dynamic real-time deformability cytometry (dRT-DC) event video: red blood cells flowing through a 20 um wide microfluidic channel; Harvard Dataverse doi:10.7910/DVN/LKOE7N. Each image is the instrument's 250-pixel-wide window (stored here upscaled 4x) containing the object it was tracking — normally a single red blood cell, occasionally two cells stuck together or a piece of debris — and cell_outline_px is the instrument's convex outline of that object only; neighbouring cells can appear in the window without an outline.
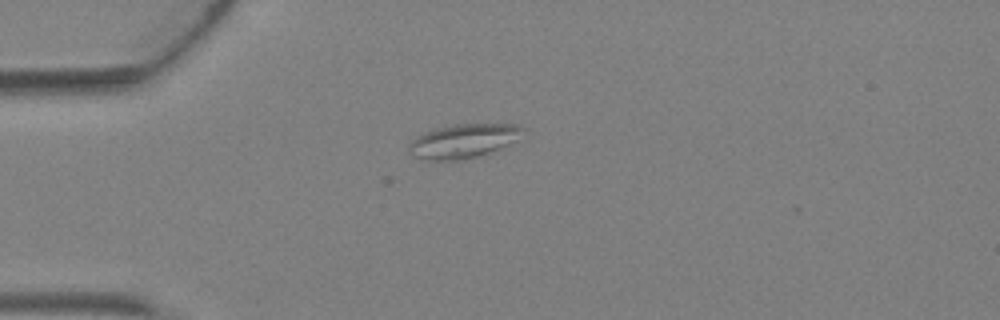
{"species": "Egyptian fruit bat (a non-hibernating species)", "species_latin": "Rousettus aegyptiacus", "temperature_condition": "warm", "stored_images_in_passage": 3, "camera_frame_rate_fps": 3000, "um_per_image_px": 0.085, "animal": {"sex": "female"}, "frame": {"image": 1, "passage_image": 2, "time_ms": 0.333, "image_size_px": [1000, 320], "cell_outline_px": [[524, 128], [520, 140], [488, 152], [476, 156], [456, 160], [424, 160], [416, 156], [408, 148], [408, 144], [416, 136], [424, 132], [436, 128], [456, 124], [516, 124]], "centroid_in_image_um": [39.4, 11.97], "position_along_channel_um": 45.6, "area_um2": 22.37}}